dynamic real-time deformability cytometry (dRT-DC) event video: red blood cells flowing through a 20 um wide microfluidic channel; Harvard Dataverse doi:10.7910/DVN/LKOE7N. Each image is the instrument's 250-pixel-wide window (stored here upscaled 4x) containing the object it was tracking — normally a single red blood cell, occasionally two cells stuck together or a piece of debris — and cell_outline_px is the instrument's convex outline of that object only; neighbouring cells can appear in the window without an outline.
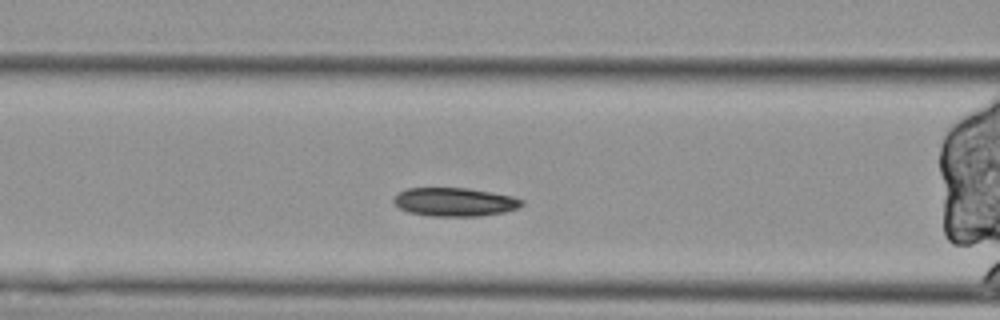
{"species": "Egyptian fruit bat (a non-hibernating species)", "species_latin": "Rousettus aegyptiacus", "temperature_condition": "cold", "stored_images_in_passage": 41, "camera_frame_rate_fps": 3000, "um_per_image_px": 0.085, "animal": {"sex": "female"}, "frame": {"image": 1, "passage_image": 6, "time_ms": 1.667, "image_size_px": [1000, 320], "cell_outline_px": [[524, 204], [520, 208], [504, 212], [480, 216], [428, 216], [408, 212], [400, 208], [392, 200], [404, 188], [468, 188], [492, 192], [512, 196], [524, 200]], "centroid_in_image_um": [38.68, 17.17], "position_along_channel_um": 127.9, "area_um2": 21.44}}
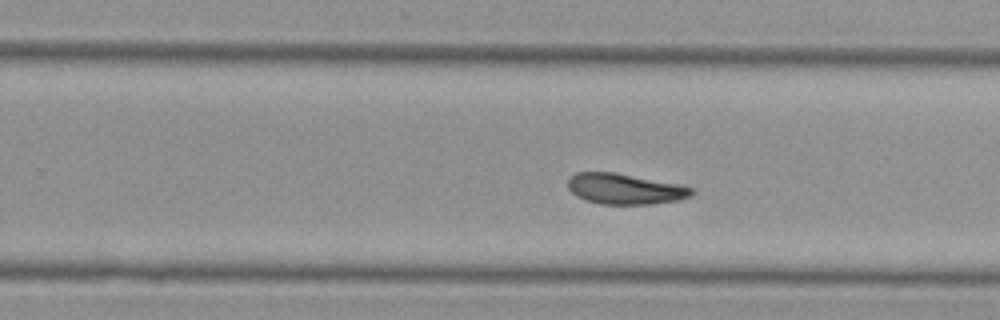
{"frame": {"image": 2, "passage_image": 19, "time_ms": 6.0, "image_size_px": [1000, 320], "cell_outline_px": [[696, 192], [692, 196], [676, 200], [648, 204], [600, 204], [584, 200], [576, 196], [568, 188], [568, 176], [576, 172], [616, 172], [680, 184], [696, 188]], "centroid_in_image_um": [53.13, 16.04], "position_along_channel_um": 276.7, "area_um2": 22.43}}
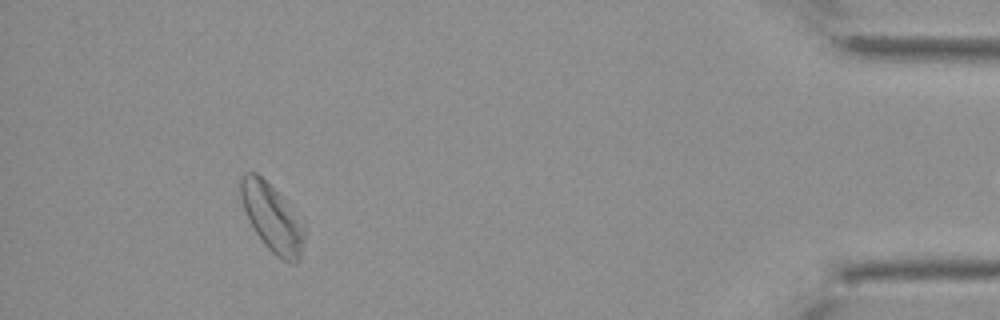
{"frame": {"image": 3, "passage_image": 36, "time_ms": 11.667, "image_size_px": [1000, 320], "cell_outline_px": [[304, 240], [300, 260], [296, 264], [288, 264], [276, 256], [264, 244], [256, 232], [244, 208], [240, 196], [240, 176], [244, 172], [256, 172], [284, 200], [304, 228]], "centroid_in_image_um": [23.12, 18.56], "position_along_channel_um": 412.1, "area_um2": 24.45}, "authors_computed_cell_mechanics": {"area_um2": 22.8888, "velocity_mm_per_s": 3.4578, "shape_relaxation_time_tau1_ms": null, "shape_relaxation_time_tau2_ms": 3.004, "deformation_change_tau1": null, "deformation_change_tau2": 0.092}}